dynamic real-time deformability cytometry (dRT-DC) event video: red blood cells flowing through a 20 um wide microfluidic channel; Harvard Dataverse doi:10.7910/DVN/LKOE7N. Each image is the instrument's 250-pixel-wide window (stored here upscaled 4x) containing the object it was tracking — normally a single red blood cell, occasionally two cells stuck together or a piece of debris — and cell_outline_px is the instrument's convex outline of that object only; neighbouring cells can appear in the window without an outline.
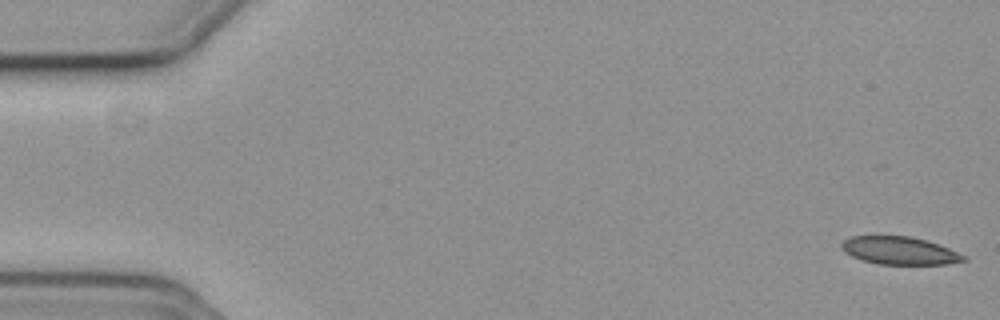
{"species": "common noctule bat (a hibernating species)", "species_latin": "Nyctalus noctula", "temperature_condition": "cold", "stored_images_in_passage": 45, "camera_frame_rate_fps": 3000, "um_per_image_px": 0.085, "animal": {"sex": "female", "body_mass_g": 19.3, "forearm_length_mm": 54.1}, "frame": {"image": 1, "passage_image": 1, "time_ms": 0.0, "image_size_px": [1000, 320], "cell_outline_px": [[968, 260], [948, 264], [880, 264], [864, 260], [852, 256], [844, 252], [840, 248], [840, 244], [844, 240], [852, 236], [908, 236], [924, 240], [948, 248], [964, 256]], "centroid_in_image_um": [76.42, 21.3], "position_along_channel_um": 8.6, "area_um2": 19.48}}
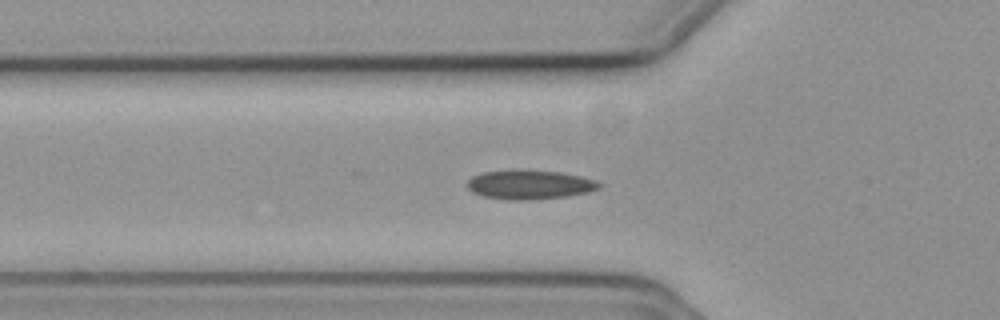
{"frame": {"image": 2, "passage_image": 19, "time_ms": 6.0, "image_size_px": [1000, 320], "cell_outline_px": [[600, 188], [588, 192], [568, 196], [532, 200], [508, 200], [484, 196], [472, 192], [464, 184], [472, 176], [484, 172], [516, 168], [560, 172], [580, 176], [596, 180], [600, 184]], "centroid_in_image_um": [44.98, 15.68], "position_along_channel_um": 80.8, "area_um2": 22.89}}
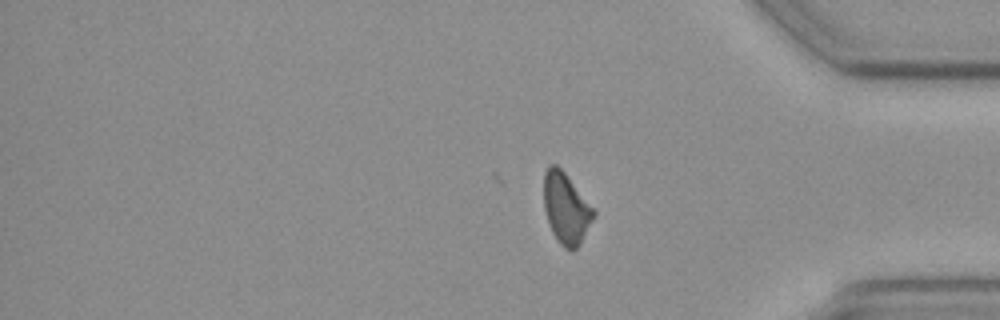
{"frame": {"image": 3, "passage_image": 45, "time_ms": 14.667, "image_size_px": [1000, 320], "cell_outline_px": [[596, 216], [580, 244], [572, 252], [564, 248], [556, 240], [548, 224], [544, 208], [544, 172], [548, 164], [556, 164], [564, 172], [596, 212]], "centroid_in_image_um": [48.1, 17.74], "position_along_channel_um": 387.1, "area_um2": 20.69}, "authors_computed_cell_mechanics": {"area_um2": 21.2704, "velocity_mm_per_s": 3.7432, "shape_relaxation_time_tau1_ms": null, "shape_relaxation_time_tau2_ms": 8.9536, "deformation_change_tau1": null, "deformation_change_tau2": 0.1506}}